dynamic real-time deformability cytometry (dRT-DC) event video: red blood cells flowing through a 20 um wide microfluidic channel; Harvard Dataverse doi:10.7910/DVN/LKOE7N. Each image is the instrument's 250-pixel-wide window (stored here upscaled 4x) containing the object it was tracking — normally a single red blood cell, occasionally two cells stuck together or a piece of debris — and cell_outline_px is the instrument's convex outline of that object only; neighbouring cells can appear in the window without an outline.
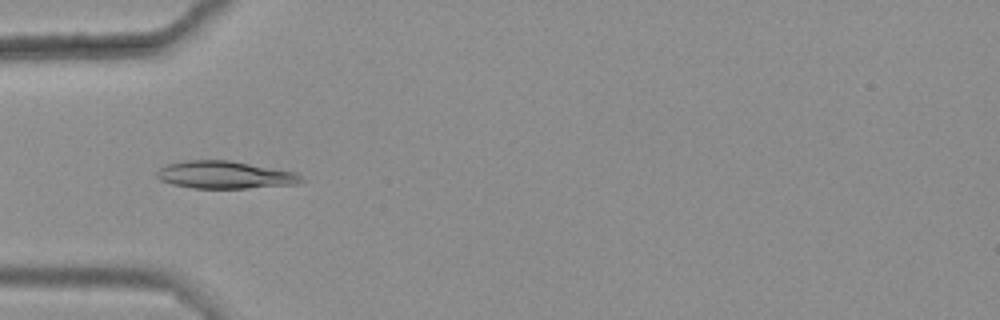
{"species": "common noctule bat (a hibernating species)", "species_latin": "Nyctalus noctula", "temperature_condition": "warm", "stored_images_in_passage": 5, "camera_frame_rate_fps": 3000, "um_per_image_px": 0.085, "animal": {"sex": "female", "body_mass_g": 25.1}, "frame": {"image": 1, "passage_image": 5, "time_ms": 1.333, "image_size_px": [1000, 320], "cell_outline_px": [[304, 180], [296, 184], [244, 188], [192, 188], [172, 184], [160, 180], [156, 176], [156, 172], [160, 168], [168, 164], [184, 160], [228, 160], [296, 172]], "centroid_in_image_um": [19.08, 14.86], "position_along_channel_um": 65.9, "area_um2": 23.0}}